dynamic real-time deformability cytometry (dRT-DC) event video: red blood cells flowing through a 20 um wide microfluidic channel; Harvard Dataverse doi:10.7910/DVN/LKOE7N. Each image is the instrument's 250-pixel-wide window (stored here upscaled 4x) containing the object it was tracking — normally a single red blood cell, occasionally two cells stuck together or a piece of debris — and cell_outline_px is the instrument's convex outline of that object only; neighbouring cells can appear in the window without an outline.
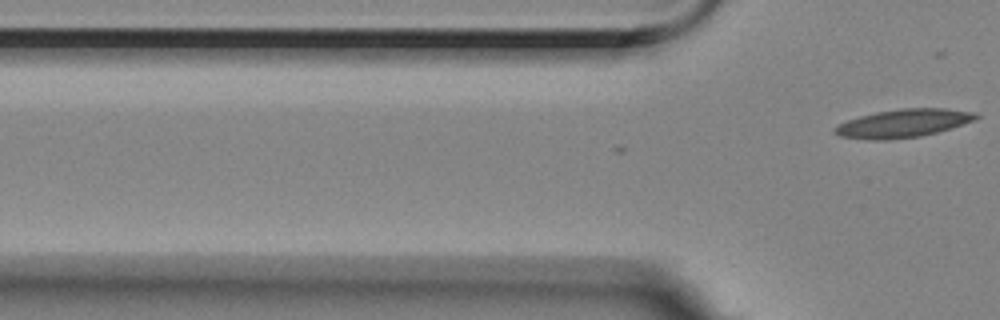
{"species": "Egyptian fruit bat (a non-hibernating species)", "species_latin": "Rousettus aegyptiacus", "temperature_condition": "room temperature", "stored_images_in_passage": 2, "camera_frame_rate_fps": 3000, "um_per_image_px": 0.085, "animal": {"sex": "female"}, "frame": {"image": 1, "passage_image": 2, "time_ms": 0.333, "image_size_px": [1000, 320], "cell_outline_px": [[980, 116], [976, 120], [952, 128], [920, 136], [888, 140], [864, 140], [840, 136], [832, 132], [832, 128], [848, 120], [860, 116], [876, 112], [900, 108], [948, 108], [976, 112]], "centroid_in_image_um": [76.79, 10.48], "position_along_channel_um": 49.0, "area_um2": 23.47}}